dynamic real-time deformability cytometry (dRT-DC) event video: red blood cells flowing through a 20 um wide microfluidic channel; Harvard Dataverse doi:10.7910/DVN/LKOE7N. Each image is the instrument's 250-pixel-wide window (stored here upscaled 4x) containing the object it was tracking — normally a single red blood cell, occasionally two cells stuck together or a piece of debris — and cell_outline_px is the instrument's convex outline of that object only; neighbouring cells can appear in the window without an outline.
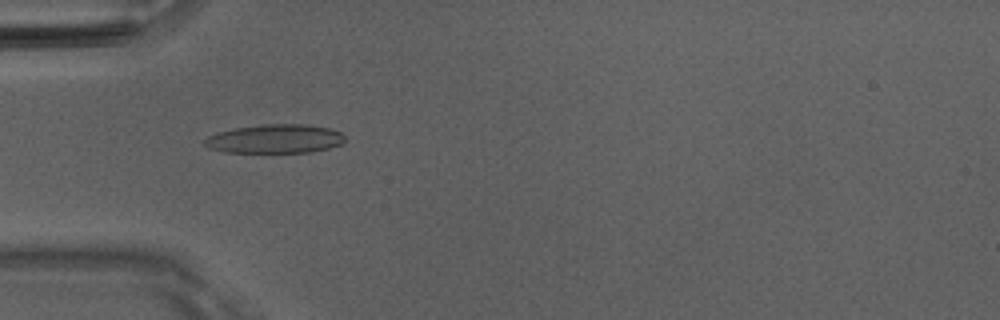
{"species": "Egyptian fruit bat (a non-hibernating species)", "species_latin": "Rousettus aegyptiacus", "temperature_condition": "room temperature", "stored_images_in_passage": 50, "camera_frame_rate_fps": 3000, "um_per_image_px": 0.085, "animal": {"sex": "male"}, "frame": {"image": 1, "passage_image": 16, "time_ms": 5.0, "image_size_px": [1000, 320], "cell_outline_px": [[344, 144], [312, 152], [224, 152], [208, 148], [204, 144], [204, 140], [208, 136], [232, 128], [264, 124], [304, 124], [328, 128], [340, 132], [344, 136]], "centroid_in_image_um": [23.37, 11.8], "position_along_channel_um": 61.6, "area_um2": 23.58}}
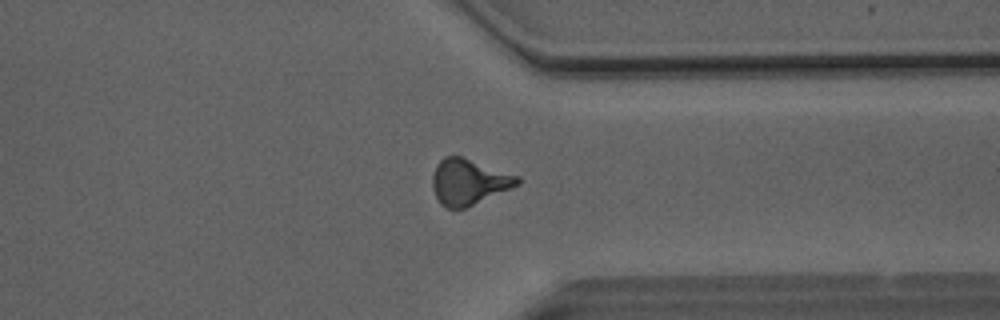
{"frame": {"image": 2, "passage_image": 39, "time_ms": 12.667, "image_size_px": [1000, 320], "cell_outline_px": [[520, 184], [512, 188], [464, 208], [444, 208], [440, 204], [432, 188], [432, 176], [436, 164], [444, 156], [460, 156], [520, 176]], "centroid_in_image_um": [39.83, 15.45], "position_along_channel_um": 371.6, "area_um2": 22.6}}
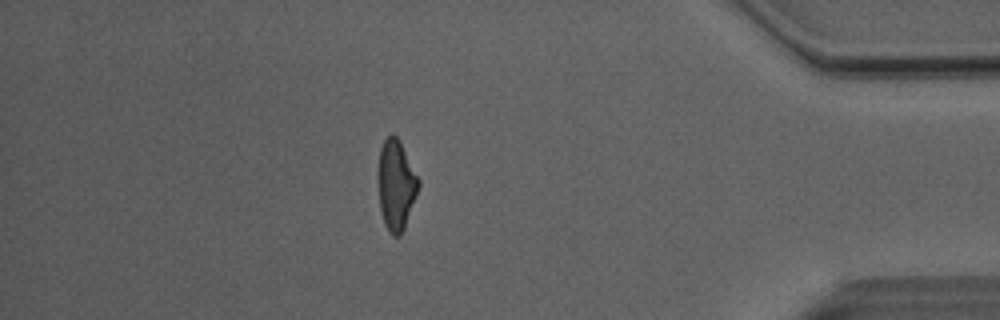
{"frame": {"image": 3, "passage_image": 44, "time_ms": 14.333, "image_size_px": [1000, 320], "cell_outline_px": [[420, 184], [404, 228], [400, 236], [392, 236], [388, 232], [384, 224], [380, 212], [376, 176], [380, 148], [384, 140], [392, 132], [400, 140], [420, 180]], "centroid_in_image_um": [33.63, 15.71], "position_along_channel_um": 401.6, "area_um2": 21.73}, "authors_computed_cell_mechanics": {"area_um2": 22.3397, "velocity_mm_per_s": 4.1033, "shape_relaxation_time_tau1_ms": 4.1061, "shape_relaxation_time_tau2_ms": 1.9327, "deformation_change_tau1": 0.1897, "deformation_change_tau2": 0.1191}}